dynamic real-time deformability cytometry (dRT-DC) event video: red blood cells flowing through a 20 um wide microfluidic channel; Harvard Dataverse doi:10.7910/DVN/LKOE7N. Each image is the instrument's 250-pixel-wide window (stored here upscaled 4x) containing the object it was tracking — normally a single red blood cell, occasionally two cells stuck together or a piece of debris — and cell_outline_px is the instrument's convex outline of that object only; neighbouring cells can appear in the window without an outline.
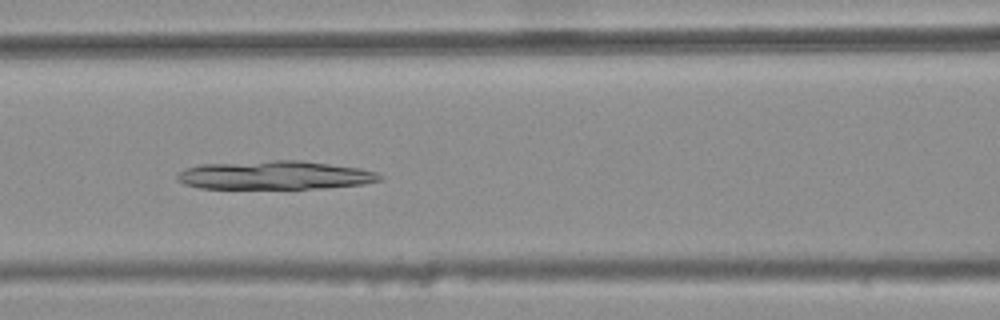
{"species": "common noctule bat (a hibernating species)", "species_latin": "Nyctalus noctula", "temperature_condition": "warm", "stored_images_in_passage": 45, "camera_frame_rate_fps": 3000, "um_per_image_px": 0.085, "animal": {"sex": "female", "body_mass_g": 25.1}, "frame": {"image": 1, "passage_image": 23, "time_ms": 7.333, "image_size_px": [1000, 320], "cell_outline_px": [[384, 176], [380, 180], [364, 184], [324, 188], [200, 188], [184, 184], [176, 180], [176, 176], [180, 172], [188, 168], [200, 164], [272, 160], [300, 160], [360, 168], [376, 172]], "centroid_in_image_um": [23.38, 14.89], "position_along_channel_um": 143.2, "area_um2": 33.7}}
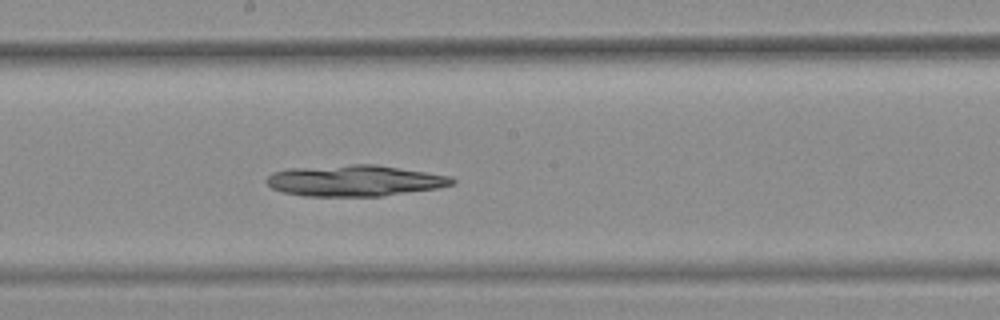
{"frame": {"image": 2, "passage_image": 29, "time_ms": 9.333, "image_size_px": [1000, 320], "cell_outline_px": [[456, 184], [436, 188], [384, 196], [304, 196], [284, 192], [272, 188], [264, 180], [272, 172], [292, 168], [352, 164], [376, 164], [452, 176], [456, 180]], "centroid_in_image_um": [30.17, 15.35], "position_along_channel_um": 218.0, "area_um2": 33.81}}
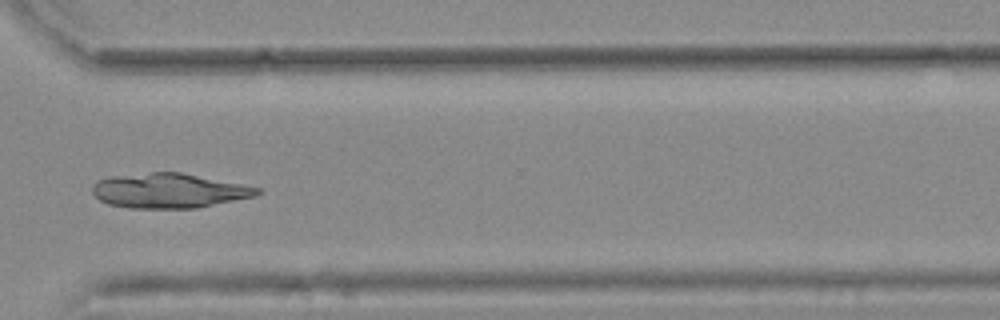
{"frame": {"image": 3, "passage_image": 40, "time_ms": 13.0, "image_size_px": [1000, 320], "cell_outline_px": [[260, 192], [256, 196], [196, 208], [128, 208], [108, 204], [100, 200], [92, 192], [92, 184], [96, 180], [112, 176], [152, 172], [180, 172], [260, 188]], "centroid_in_image_um": [14.31, 16.21], "position_along_channel_um": 356.3, "area_um2": 33.18}}